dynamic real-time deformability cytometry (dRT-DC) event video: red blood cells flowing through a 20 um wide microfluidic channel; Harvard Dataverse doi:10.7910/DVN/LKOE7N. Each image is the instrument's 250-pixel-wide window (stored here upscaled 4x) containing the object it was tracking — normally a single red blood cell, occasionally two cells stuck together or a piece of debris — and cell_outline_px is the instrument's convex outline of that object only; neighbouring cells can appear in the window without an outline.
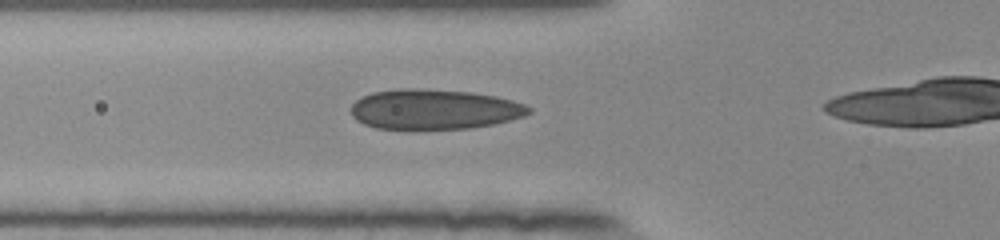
{"species": "human", "species_latin": "Homo sapiens", "temperature_condition": "room temperature", "stored_images_in_passage": 38, "camera_frame_rate_fps": 3000, "um_per_image_px": 0.085, "donor": {"sex": "female"}, "frame": {"image": 1, "passage_image": 14, "time_ms": 4.333, "image_size_px": [1000, 240], "cell_outline_px": [[532, 112], [524, 116], [492, 124], [468, 128], [376, 128], [364, 124], [356, 120], [352, 116], [352, 104], [360, 96], [372, 92], [400, 88], [416, 88], [472, 92], [496, 96], [512, 100], [524, 104], [532, 108]], "centroid_in_image_um": [36.89, 9.27], "position_along_channel_um": 88.9, "area_um2": 41.33}}
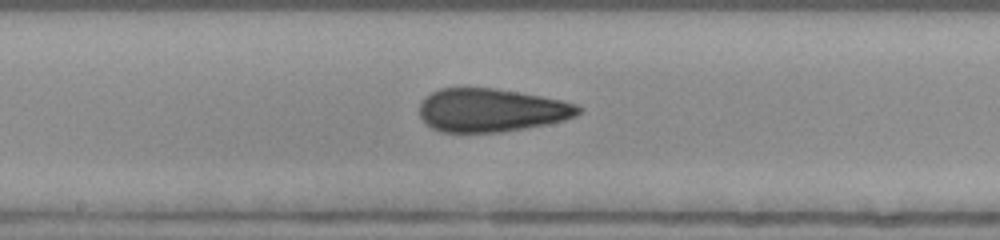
{"frame": {"image": 2, "passage_image": 23, "time_ms": 7.333, "image_size_px": [1000, 240], "cell_outline_px": [[584, 108], [576, 116], [564, 120], [548, 124], [500, 132], [440, 132], [432, 128], [420, 116], [420, 104], [432, 92], [440, 88], [496, 88], [540, 96], [560, 100], [576, 104]], "centroid_in_image_um": [41.78, 9.37], "position_along_channel_um": 206.4, "area_um2": 39.88}}
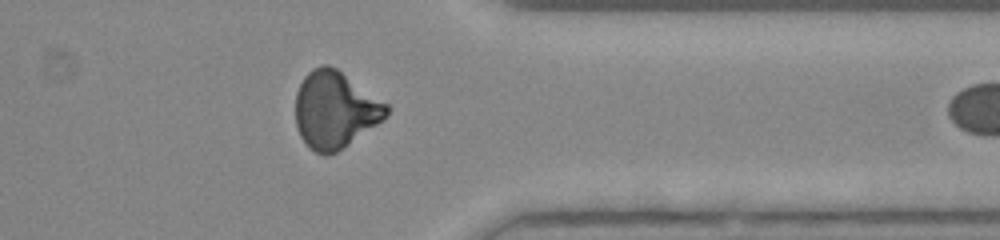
{"frame": {"image": 3, "passage_image": 37, "time_ms": 12.0, "image_size_px": [1000, 240], "cell_outline_px": [[388, 116], [384, 120], [336, 152], [328, 156], [324, 156], [308, 148], [300, 136], [296, 124], [296, 92], [304, 76], [312, 68], [324, 64], [328, 64], [336, 68], [388, 104]], "centroid_in_image_um": [28.46, 9.34], "position_along_channel_um": 382.9, "area_um2": 40.81}}